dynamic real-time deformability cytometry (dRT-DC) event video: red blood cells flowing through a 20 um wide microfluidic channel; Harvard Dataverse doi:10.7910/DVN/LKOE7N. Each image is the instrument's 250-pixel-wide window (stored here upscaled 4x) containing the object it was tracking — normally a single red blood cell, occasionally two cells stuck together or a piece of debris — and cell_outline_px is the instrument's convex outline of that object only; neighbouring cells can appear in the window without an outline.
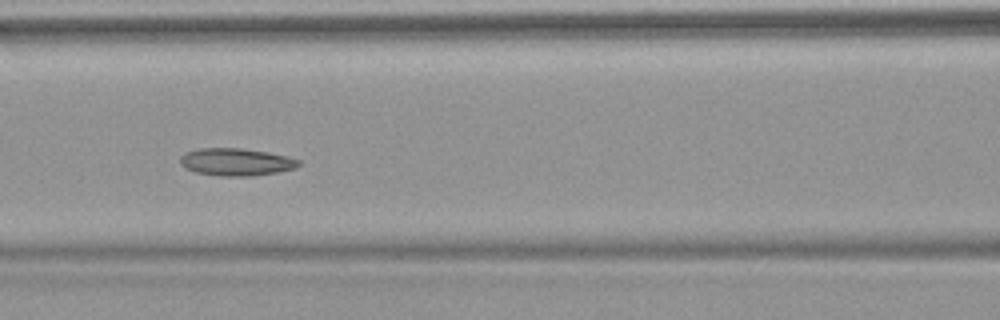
{"species": "common noctule bat (a hibernating species)", "species_latin": "Nyctalus noctula", "temperature_condition": "warm", "stored_images_in_passage": 9, "camera_frame_rate_fps": 3000, "um_per_image_px": 0.085, "animal": {"sex": "female", "body_mass_g": 18.4}, "frame": {"image": 1, "passage_image": 7, "time_ms": 8.0, "image_size_px": [1000, 320], "cell_outline_px": [[300, 164], [296, 168], [276, 172], [252, 176], [220, 176], [196, 172], [184, 168], [180, 164], [180, 156], [184, 152], [200, 148], [240, 148], [268, 152], [288, 156], [300, 160]], "centroid_in_image_um": [20.05, 13.76], "position_along_channel_um": 146.5, "area_um2": 19.07}}
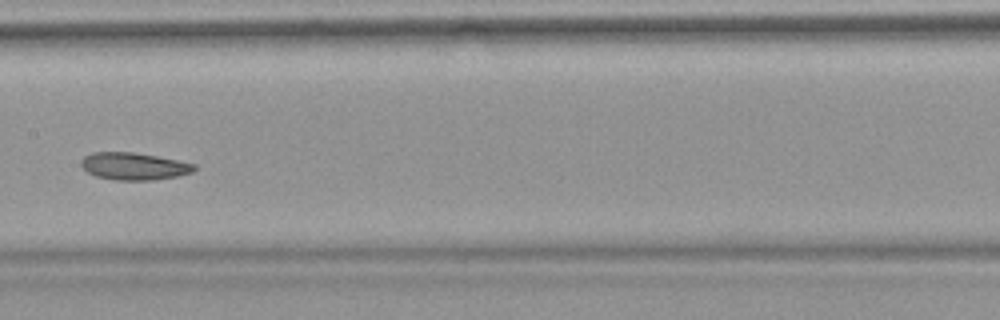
{"frame": {"image": 2, "passage_image": 8, "time_ms": 9.333, "image_size_px": [1000, 320], "cell_outline_px": [[196, 168], [192, 172], [176, 176], [152, 180], [116, 180], [96, 176], [88, 172], [80, 164], [80, 160], [84, 156], [92, 152], [136, 152], [196, 164]], "centroid_in_image_um": [11.36, 14.12], "position_along_channel_um": 196.0, "area_um2": 17.92}}